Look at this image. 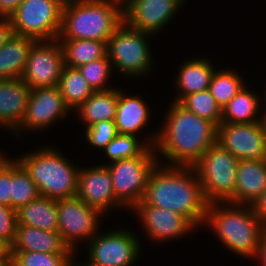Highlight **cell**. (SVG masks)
Segmentation results:
<instances>
[{
	"instance_id": "obj_1",
	"label": "cell",
	"mask_w": 266,
	"mask_h": 266,
	"mask_svg": "<svg viewBox=\"0 0 266 266\" xmlns=\"http://www.w3.org/2000/svg\"><path fill=\"white\" fill-rule=\"evenodd\" d=\"M137 205H152L176 212L197 228L205 222L209 202L193 166L158 163L150 173L143 198Z\"/></svg>"
},
{
	"instance_id": "obj_2",
	"label": "cell",
	"mask_w": 266,
	"mask_h": 266,
	"mask_svg": "<svg viewBox=\"0 0 266 266\" xmlns=\"http://www.w3.org/2000/svg\"><path fill=\"white\" fill-rule=\"evenodd\" d=\"M167 112L154 148L168 159V166H193L216 144L217 126L178 102L173 101Z\"/></svg>"
},
{
	"instance_id": "obj_3",
	"label": "cell",
	"mask_w": 266,
	"mask_h": 266,
	"mask_svg": "<svg viewBox=\"0 0 266 266\" xmlns=\"http://www.w3.org/2000/svg\"><path fill=\"white\" fill-rule=\"evenodd\" d=\"M204 223L214 230L225 247L241 256L256 258L266 225L250 205L209 203Z\"/></svg>"
},
{
	"instance_id": "obj_4",
	"label": "cell",
	"mask_w": 266,
	"mask_h": 266,
	"mask_svg": "<svg viewBox=\"0 0 266 266\" xmlns=\"http://www.w3.org/2000/svg\"><path fill=\"white\" fill-rule=\"evenodd\" d=\"M122 7L113 0H65L58 39L107 41L124 22Z\"/></svg>"
},
{
	"instance_id": "obj_5",
	"label": "cell",
	"mask_w": 266,
	"mask_h": 266,
	"mask_svg": "<svg viewBox=\"0 0 266 266\" xmlns=\"http://www.w3.org/2000/svg\"><path fill=\"white\" fill-rule=\"evenodd\" d=\"M16 160L38 186L41 196L52 199L76 197L79 169L57 149L44 147Z\"/></svg>"
},
{
	"instance_id": "obj_6",
	"label": "cell",
	"mask_w": 266,
	"mask_h": 266,
	"mask_svg": "<svg viewBox=\"0 0 266 266\" xmlns=\"http://www.w3.org/2000/svg\"><path fill=\"white\" fill-rule=\"evenodd\" d=\"M238 162L216 143L193 165L209 203L228 202L234 196Z\"/></svg>"
},
{
	"instance_id": "obj_7",
	"label": "cell",
	"mask_w": 266,
	"mask_h": 266,
	"mask_svg": "<svg viewBox=\"0 0 266 266\" xmlns=\"http://www.w3.org/2000/svg\"><path fill=\"white\" fill-rule=\"evenodd\" d=\"M151 33L129 27L123 22L107 40V57L127 77L147 74L152 68V55L148 37Z\"/></svg>"
},
{
	"instance_id": "obj_8",
	"label": "cell",
	"mask_w": 266,
	"mask_h": 266,
	"mask_svg": "<svg viewBox=\"0 0 266 266\" xmlns=\"http://www.w3.org/2000/svg\"><path fill=\"white\" fill-rule=\"evenodd\" d=\"M154 147L140 156L104 164L108 167L115 198L126 208H133L143 198L149 176L159 163Z\"/></svg>"
},
{
	"instance_id": "obj_9",
	"label": "cell",
	"mask_w": 266,
	"mask_h": 266,
	"mask_svg": "<svg viewBox=\"0 0 266 266\" xmlns=\"http://www.w3.org/2000/svg\"><path fill=\"white\" fill-rule=\"evenodd\" d=\"M65 0H23L9 18L14 34L38 40L57 39Z\"/></svg>"
},
{
	"instance_id": "obj_10",
	"label": "cell",
	"mask_w": 266,
	"mask_h": 266,
	"mask_svg": "<svg viewBox=\"0 0 266 266\" xmlns=\"http://www.w3.org/2000/svg\"><path fill=\"white\" fill-rule=\"evenodd\" d=\"M63 67L64 55L58 38L34 41L20 78L31 89L57 87Z\"/></svg>"
},
{
	"instance_id": "obj_11",
	"label": "cell",
	"mask_w": 266,
	"mask_h": 266,
	"mask_svg": "<svg viewBox=\"0 0 266 266\" xmlns=\"http://www.w3.org/2000/svg\"><path fill=\"white\" fill-rule=\"evenodd\" d=\"M57 209L58 232L73 252L78 239L89 242L98 234V218L103 214L101 211L88 206L77 197L57 199Z\"/></svg>"
},
{
	"instance_id": "obj_12",
	"label": "cell",
	"mask_w": 266,
	"mask_h": 266,
	"mask_svg": "<svg viewBox=\"0 0 266 266\" xmlns=\"http://www.w3.org/2000/svg\"><path fill=\"white\" fill-rule=\"evenodd\" d=\"M132 231L113 230L96 234L89 241L88 260L98 266H131L137 262L141 245Z\"/></svg>"
},
{
	"instance_id": "obj_13",
	"label": "cell",
	"mask_w": 266,
	"mask_h": 266,
	"mask_svg": "<svg viewBox=\"0 0 266 266\" xmlns=\"http://www.w3.org/2000/svg\"><path fill=\"white\" fill-rule=\"evenodd\" d=\"M216 143L239 160H266V137L260 122L220 123Z\"/></svg>"
},
{
	"instance_id": "obj_14",
	"label": "cell",
	"mask_w": 266,
	"mask_h": 266,
	"mask_svg": "<svg viewBox=\"0 0 266 266\" xmlns=\"http://www.w3.org/2000/svg\"><path fill=\"white\" fill-rule=\"evenodd\" d=\"M68 112L58 86L31 89L25 117L13 134L19 136L24 129H47L57 119L67 117Z\"/></svg>"
},
{
	"instance_id": "obj_15",
	"label": "cell",
	"mask_w": 266,
	"mask_h": 266,
	"mask_svg": "<svg viewBox=\"0 0 266 266\" xmlns=\"http://www.w3.org/2000/svg\"><path fill=\"white\" fill-rule=\"evenodd\" d=\"M185 0H128L123 5L124 22L133 29L157 34L175 16Z\"/></svg>"
},
{
	"instance_id": "obj_16",
	"label": "cell",
	"mask_w": 266,
	"mask_h": 266,
	"mask_svg": "<svg viewBox=\"0 0 266 266\" xmlns=\"http://www.w3.org/2000/svg\"><path fill=\"white\" fill-rule=\"evenodd\" d=\"M76 197L102 213L113 207H124L114 196L111 175L106 165L79 169Z\"/></svg>"
},
{
	"instance_id": "obj_17",
	"label": "cell",
	"mask_w": 266,
	"mask_h": 266,
	"mask_svg": "<svg viewBox=\"0 0 266 266\" xmlns=\"http://www.w3.org/2000/svg\"><path fill=\"white\" fill-rule=\"evenodd\" d=\"M132 209L141 218L147 236L155 243L179 238L196 229L186 217L168 209L152 205H135Z\"/></svg>"
},
{
	"instance_id": "obj_18",
	"label": "cell",
	"mask_w": 266,
	"mask_h": 266,
	"mask_svg": "<svg viewBox=\"0 0 266 266\" xmlns=\"http://www.w3.org/2000/svg\"><path fill=\"white\" fill-rule=\"evenodd\" d=\"M31 88L21 79L0 80V126L15 131L22 123Z\"/></svg>"
},
{
	"instance_id": "obj_19",
	"label": "cell",
	"mask_w": 266,
	"mask_h": 266,
	"mask_svg": "<svg viewBox=\"0 0 266 266\" xmlns=\"http://www.w3.org/2000/svg\"><path fill=\"white\" fill-rule=\"evenodd\" d=\"M266 190V160H239L233 204L251 205Z\"/></svg>"
},
{
	"instance_id": "obj_20",
	"label": "cell",
	"mask_w": 266,
	"mask_h": 266,
	"mask_svg": "<svg viewBox=\"0 0 266 266\" xmlns=\"http://www.w3.org/2000/svg\"><path fill=\"white\" fill-rule=\"evenodd\" d=\"M10 251L73 253L58 231H46L25 225H17Z\"/></svg>"
},
{
	"instance_id": "obj_21",
	"label": "cell",
	"mask_w": 266,
	"mask_h": 266,
	"mask_svg": "<svg viewBox=\"0 0 266 266\" xmlns=\"http://www.w3.org/2000/svg\"><path fill=\"white\" fill-rule=\"evenodd\" d=\"M149 111L146 102L139 97L127 96L118 89V105L115 125L118 134L135 135L147 125Z\"/></svg>"
},
{
	"instance_id": "obj_22",
	"label": "cell",
	"mask_w": 266,
	"mask_h": 266,
	"mask_svg": "<svg viewBox=\"0 0 266 266\" xmlns=\"http://www.w3.org/2000/svg\"><path fill=\"white\" fill-rule=\"evenodd\" d=\"M34 39L12 33L0 48V80L20 78Z\"/></svg>"
},
{
	"instance_id": "obj_23",
	"label": "cell",
	"mask_w": 266,
	"mask_h": 266,
	"mask_svg": "<svg viewBox=\"0 0 266 266\" xmlns=\"http://www.w3.org/2000/svg\"><path fill=\"white\" fill-rule=\"evenodd\" d=\"M180 72L175 83L179 88V95L174 102H179L183 97L192 93L209 89L214 67L205 58L185 61L180 67Z\"/></svg>"
},
{
	"instance_id": "obj_24",
	"label": "cell",
	"mask_w": 266,
	"mask_h": 266,
	"mask_svg": "<svg viewBox=\"0 0 266 266\" xmlns=\"http://www.w3.org/2000/svg\"><path fill=\"white\" fill-rule=\"evenodd\" d=\"M17 225L31 226L46 231H58L57 199L40 196L20 207Z\"/></svg>"
},
{
	"instance_id": "obj_25",
	"label": "cell",
	"mask_w": 266,
	"mask_h": 266,
	"mask_svg": "<svg viewBox=\"0 0 266 266\" xmlns=\"http://www.w3.org/2000/svg\"><path fill=\"white\" fill-rule=\"evenodd\" d=\"M117 105L118 89L94 91L76 112L88 127L101 121L115 120Z\"/></svg>"
},
{
	"instance_id": "obj_26",
	"label": "cell",
	"mask_w": 266,
	"mask_h": 266,
	"mask_svg": "<svg viewBox=\"0 0 266 266\" xmlns=\"http://www.w3.org/2000/svg\"><path fill=\"white\" fill-rule=\"evenodd\" d=\"M247 89L246 85L222 108L221 123L251 124L260 122L257 116L262 100ZM261 103V104H260Z\"/></svg>"
},
{
	"instance_id": "obj_27",
	"label": "cell",
	"mask_w": 266,
	"mask_h": 266,
	"mask_svg": "<svg viewBox=\"0 0 266 266\" xmlns=\"http://www.w3.org/2000/svg\"><path fill=\"white\" fill-rule=\"evenodd\" d=\"M64 55V65L78 68L79 66L105 58L107 41L87 39H58Z\"/></svg>"
},
{
	"instance_id": "obj_28",
	"label": "cell",
	"mask_w": 266,
	"mask_h": 266,
	"mask_svg": "<svg viewBox=\"0 0 266 266\" xmlns=\"http://www.w3.org/2000/svg\"><path fill=\"white\" fill-rule=\"evenodd\" d=\"M58 87L70 110L80 107L94 92L78 68L66 65L61 72Z\"/></svg>"
},
{
	"instance_id": "obj_29",
	"label": "cell",
	"mask_w": 266,
	"mask_h": 266,
	"mask_svg": "<svg viewBox=\"0 0 266 266\" xmlns=\"http://www.w3.org/2000/svg\"><path fill=\"white\" fill-rule=\"evenodd\" d=\"M158 132L153 133L152 137L141 141L135 135L118 134L104 148L109 163H113L122 159L140 156L148 147H154L157 140ZM147 141V142H146Z\"/></svg>"
},
{
	"instance_id": "obj_30",
	"label": "cell",
	"mask_w": 266,
	"mask_h": 266,
	"mask_svg": "<svg viewBox=\"0 0 266 266\" xmlns=\"http://www.w3.org/2000/svg\"><path fill=\"white\" fill-rule=\"evenodd\" d=\"M40 196L38 186L25 168L16 159L12 160L10 207L17 211Z\"/></svg>"
},
{
	"instance_id": "obj_31",
	"label": "cell",
	"mask_w": 266,
	"mask_h": 266,
	"mask_svg": "<svg viewBox=\"0 0 266 266\" xmlns=\"http://www.w3.org/2000/svg\"><path fill=\"white\" fill-rule=\"evenodd\" d=\"M244 86L245 81L234 70H215L209 90L222 109Z\"/></svg>"
},
{
	"instance_id": "obj_32",
	"label": "cell",
	"mask_w": 266,
	"mask_h": 266,
	"mask_svg": "<svg viewBox=\"0 0 266 266\" xmlns=\"http://www.w3.org/2000/svg\"><path fill=\"white\" fill-rule=\"evenodd\" d=\"M178 103L188 111L196 114L198 117L209 120L216 126H219L221 123L222 109L209 89L187 95Z\"/></svg>"
},
{
	"instance_id": "obj_33",
	"label": "cell",
	"mask_w": 266,
	"mask_h": 266,
	"mask_svg": "<svg viewBox=\"0 0 266 266\" xmlns=\"http://www.w3.org/2000/svg\"><path fill=\"white\" fill-rule=\"evenodd\" d=\"M10 266H68L72 253L10 251Z\"/></svg>"
},
{
	"instance_id": "obj_34",
	"label": "cell",
	"mask_w": 266,
	"mask_h": 266,
	"mask_svg": "<svg viewBox=\"0 0 266 266\" xmlns=\"http://www.w3.org/2000/svg\"><path fill=\"white\" fill-rule=\"evenodd\" d=\"M81 75L86 79L93 91L112 89L107 86L112 69L111 62L106 56L78 67Z\"/></svg>"
},
{
	"instance_id": "obj_35",
	"label": "cell",
	"mask_w": 266,
	"mask_h": 266,
	"mask_svg": "<svg viewBox=\"0 0 266 266\" xmlns=\"http://www.w3.org/2000/svg\"><path fill=\"white\" fill-rule=\"evenodd\" d=\"M118 135L114 120L101 121L94 123L85 129V137L90 145L96 148H102L112 141Z\"/></svg>"
},
{
	"instance_id": "obj_36",
	"label": "cell",
	"mask_w": 266,
	"mask_h": 266,
	"mask_svg": "<svg viewBox=\"0 0 266 266\" xmlns=\"http://www.w3.org/2000/svg\"><path fill=\"white\" fill-rule=\"evenodd\" d=\"M17 229V212L12 207L0 203V239L11 246Z\"/></svg>"
},
{
	"instance_id": "obj_37",
	"label": "cell",
	"mask_w": 266,
	"mask_h": 266,
	"mask_svg": "<svg viewBox=\"0 0 266 266\" xmlns=\"http://www.w3.org/2000/svg\"><path fill=\"white\" fill-rule=\"evenodd\" d=\"M12 160L0 154V203L10 206Z\"/></svg>"
},
{
	"instance_id": "obj_38",
	"label": "cell",
	"mask_w": 266,
	"mask_h": 266,
	"mask_svg": "<svg viewBox=\"0 0 266 266\" xmlns=\"http://www.w3.org/2000/svg\"><path fill=\"white\" fill-rule=\"evenodd\" d=\"M250 206L253 213L266 225V190Z\"/></svg>"
},
{
	"instance_id": "obj_39",
	"label": "cell",
	"mask_w": 266,
	"mask_h": 266,
	"mask_svg": "<svg viewBox=\"0 0 266 266\" xmlns=\"http://www.w3.org/2000/svg\"><path fill=\"white\" fill-rule=\"evenodd\" d=\"M23 0H0V18L9 19Z\"/></svg>"
},
{
	"instance_id": "obj_40",
	"label": "cell",
	"mask_w": 266,
	"mask_h": 266,
	"mask_svg": "<svg viewBox=\"0 0 266 266\" xmlns=\"http://www.w3.org/2000/svg\"><path fill=\"white\" fill-rule=\"evenodd\" d=\"M12 33L11 21L7 18H0V48L6 43Z\"/></svg>"
},
{
	"instance_id": "obj_41",
	"label": "cell",
	"mask_w": 266,
	"mask_h": 266,
	"mask_svg": "<svg viewBox=\"0 0 266 266\" xmlns=\"http://www.w3.org/2000/svg\"><path fill=\"white\" fill-rule=\"evenodd\" d=\"M261 266H266V228L256 254Z\"/></svg>"
},
{
	"instance_id": "obj_42",
	"label": "cell",
	"mask_w": 266,
	"mask_h": 266,
	"mask_svg": "<svg viewBox=\"0 0 266 266\" xmlns=\"http://www.w3.org/2000/svg\"><path fill=\"white\" fill-rule=\"evenodd\" d=\"M0 260H11L10 246L0 239Z\"/></svg>"
},
{
	"instance_id": "obj_43",
	"label": "cell",
	"mask_w": 266,
	"mask_h": 266,
	"mask_svg": "<svg viewBox=\"0 0 266 266\" xmlns=\"http://www.w3.org/2000/svg\"><path fill=\"white\" fill-rule=\"evenodd\" d=\"M74 254L72 253L71 254V257H70V259H69V262H68V266H98V265H96V264H94V263H91L89 260H88V263H81V264H79V263H75L74 261H72V257H74L73 256Z\"/></svg>"
},
{
	"instance_id": "obj_44",
	"label": "cell",
	"mask_w": 266,
	"mask_h": 266,
	"mask_svg": "<svg viewBox=\"0 0 266 266\" xmlns=\"http://www.w3.org/2000/svg\"><path fill=\"white\" fill-rule=\"evenodd\" d=\"M261 116L262 117H260V123L262 125L264 135L266 137V112L264 113V115H261Z\"/></svg>"
},
{
	"instance_id": "obj_45",
	"label": "cell",
	"mask_w": 266,
	"mask_h": 266,
	"mask_svg": "<svg viewBox=\"0 0 266 266\" xmlns=\"http://www.w3.org/2000/svg\"><path fill=\"white\" fill-rule=\"evenodd\" d=\"M11 260H0V266H10Z\"/></svg>"
},
{
	"instance_id": "obj_46",
	"label": "cell",
	"mask_w": 266,
	"mask_h": 266,
	"mask_svg": "<svg viewBox=\"0 0 266 266\" xmlns=\"http://www.w3.org/2000/svg\"><path fill=\"white\" fill-rule=\"evenodd\" d=\"M113 1L118 2V3L122 4V5H124L128 0H113Z\"/></svg>"
}]
</instances>
